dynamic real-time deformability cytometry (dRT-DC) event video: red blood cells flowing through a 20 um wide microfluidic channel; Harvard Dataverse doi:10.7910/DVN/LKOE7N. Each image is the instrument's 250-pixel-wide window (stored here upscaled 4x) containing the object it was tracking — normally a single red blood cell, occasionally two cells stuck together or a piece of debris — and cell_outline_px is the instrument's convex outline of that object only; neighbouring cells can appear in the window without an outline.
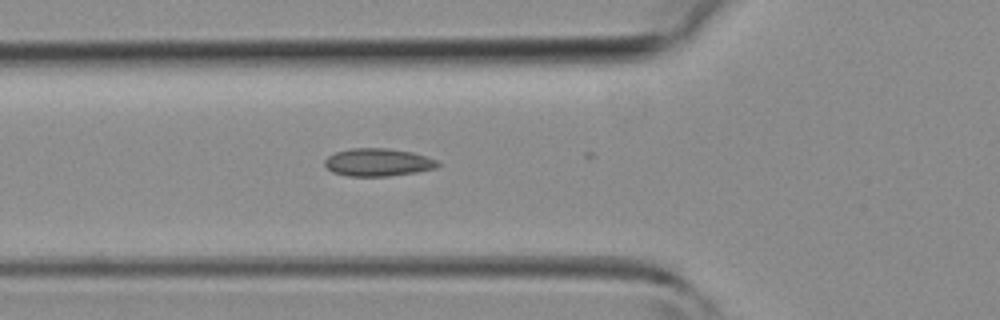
{"species": "common noctule bat (a hibernating species)", "species_latin": "Nyctalus noctula", "temperature_condition": "room temperature", "stored_images_in_passage": 16, "camera_frame_rate_fps": 3000, "um_per_image_px": 0.085, "animal": {"sex": "female", "body_mass_g": 19.3, "forearm_length_mm": 54.1}, "frame": {"image": 1, "passage_image": 15, "time_ms": 4.667, "image_size_px": [1000, 320], "cell_outline_px": [[440, 164], [436, 168], [416, 172], [388, 176], [348, 176], [332, 172], [324, 164], [324, 160], [328, 156], [336, 152], [352, 148], [388, 148], [412, 152], [436, 160]], "centroid_in_image_um": [32.11, 13.8], "position_along_channel_um": 93.7, "area_um2": 18.21}}